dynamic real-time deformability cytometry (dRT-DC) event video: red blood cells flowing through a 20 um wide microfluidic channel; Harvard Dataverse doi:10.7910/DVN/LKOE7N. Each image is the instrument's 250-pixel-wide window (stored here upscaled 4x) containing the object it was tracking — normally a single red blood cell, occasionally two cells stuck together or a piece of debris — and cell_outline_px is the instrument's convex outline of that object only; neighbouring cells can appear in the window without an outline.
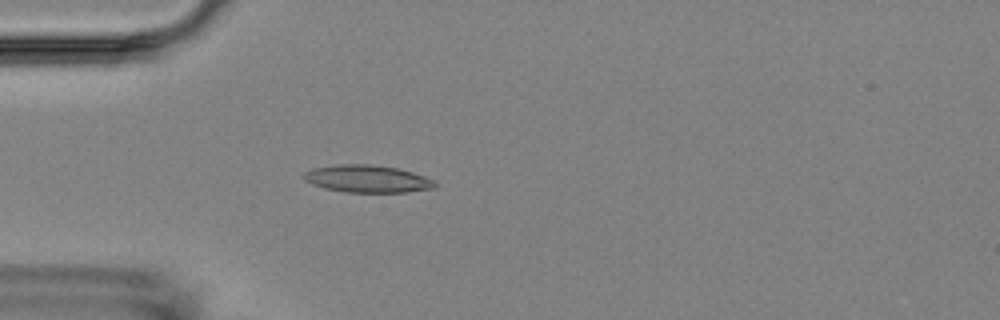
{"species": "Egyptian fruit bat (a non-hibernating species)", "species_latin": "Rousettus aegyptiacus", "temperature_condition": "room temperature", "stored_images_in_passage": 2, "camera_frame_rate_fps": 3000, "um_per_image_px": 0.085, "animal": {"sex": "female"}, "frame": {"image": 1, "passage_image": 2, "time_ms": 2.0, "image_size_px": [1000, 320], "cell_outline_px": [[436, 188], [404, 192], [344, 192], [324, 188], [312, 184], [304, 180], [300, 176], [304, 172], [312, 168], [336, 164], [368, 164], [396, 168], [412, 172], [436, 180]], "centroid_in_image_um": [31.19, 15.2], "position_along_channel_um": 53.8, "area_um2": 21.1}}